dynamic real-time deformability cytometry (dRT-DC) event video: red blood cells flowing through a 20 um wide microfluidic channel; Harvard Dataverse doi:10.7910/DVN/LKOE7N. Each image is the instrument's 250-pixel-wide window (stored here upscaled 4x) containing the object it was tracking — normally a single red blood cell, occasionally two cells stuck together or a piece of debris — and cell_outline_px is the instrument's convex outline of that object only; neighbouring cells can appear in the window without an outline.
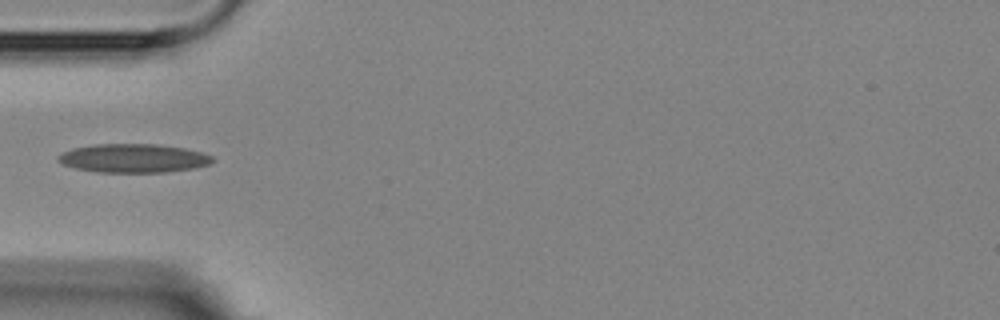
{"species": "Egyptian fruit bat (a non-hibernating species)", "species_latin": "Rousettus aegyptiacus", "temperature_condition": "room temperature", "stored_images_in_passage": 2, "camera_frame_rate_fps": 3000, "um_per_image_px": 0.085, "animal": {"sex": "female"}, "frame": {"image": 1, "passage_image": 2, "time_ms": 1.333, "image_size_px": [1000, 320], "cell_outline_px": [[216, 160], [208, 164], [196, 168], [164, 172], [100, 172], [76, 168], [64, 164], [56, 160], [56, 156], [72, 148], [92, 144], [156, 144], [184, 148], [200, 152], [212, 156]], "centroid_in_image_um": [11.34, 13.44], "position_along_channel_um": 73.7, "area_um2": 25.78}}